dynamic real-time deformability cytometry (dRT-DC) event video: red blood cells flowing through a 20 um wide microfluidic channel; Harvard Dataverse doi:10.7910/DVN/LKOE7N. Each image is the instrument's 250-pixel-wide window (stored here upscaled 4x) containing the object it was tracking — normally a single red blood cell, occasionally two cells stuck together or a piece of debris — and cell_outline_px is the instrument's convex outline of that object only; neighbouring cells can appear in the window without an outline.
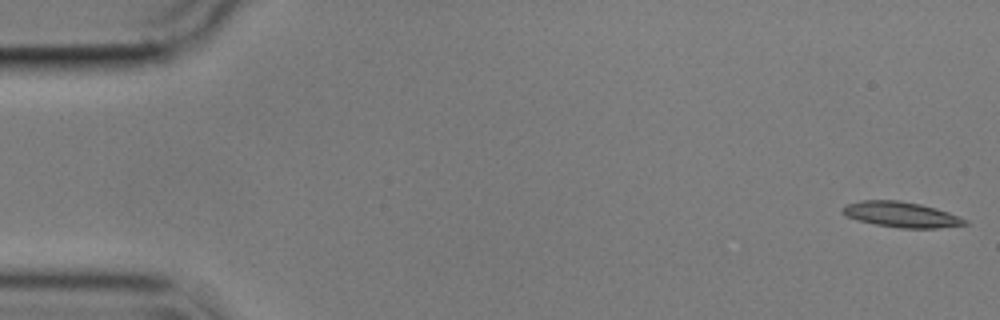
{"species": "common noctule bat (a hibernating species)", "species_latin": "Nyctalus noctula", "temperature_condition": "cold", "stored_images_in_passage": 23, "camera_frame_rate_fps": 3000, "um_per_image_px": 0.085, "animal": {"sex": "male", "body_mass_g": 17.9}, "frame": {"image": 1, "passage_image": 1, "time_ms": 0.0, "image_size_px": [1000, 320], "cell_outline_px": [[968, 224], [936, 228], [900, 228], [876, 224], [856, 220], [844, 216], [840, 212], [840, 208], [848, 204], [860, 200], [900, 200], [920, 204], [936, 208], [948, 212], [968, 220]], "centroid_in_image_um": [76.55, 18.23], "position_along_channel_um": 8.4, "area_um2": 18.26}}
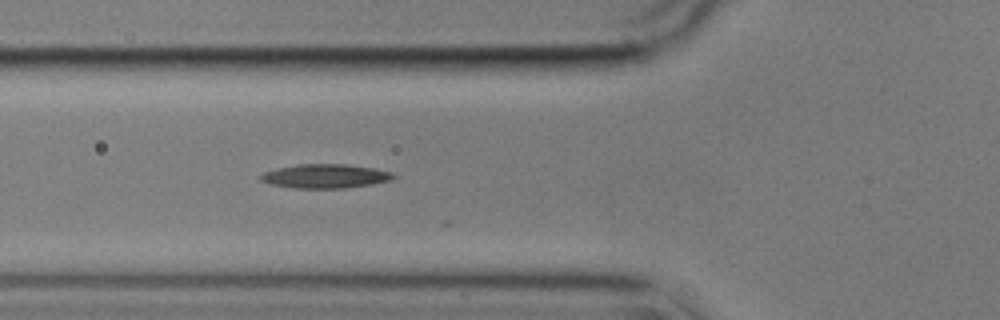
{"frame": {"image": 2, "passage_image": 19, "time_ms": 6.0, "image_size_px": [1000, 320], "cell_outline_px": [[396, 176], [388, 180], [372, 184], [344, 188], [296, 188], [272, 184], [260, 180], [260, 176], [264, 172], [276, 168], [300, 164], [344, 164], [376, 168], [392, 172]], "centroid_in_image_um": [27.65, 14.96], "position_along_channel_um": 98.1, "area_um2": 18.44}}
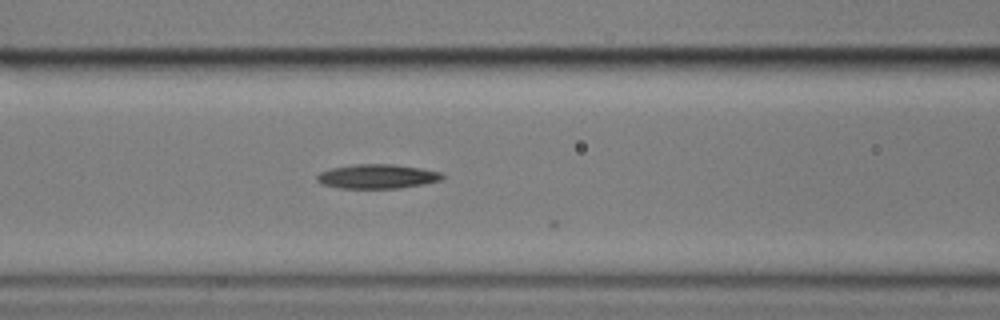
{"frame": {"image": 3, "passage_image": 22, "time_ms": 7.0, "image_size_px": [1000, 320], "cell_outline_px": [[444, 176], [440, 180], [424, 184], [400, 188], [340, 188], [320, 184], [316, 180], [316, 176], [320, 172], [332, 168], [352, 164], [392, 164], [420, 168], [444, 172]], "centroid_in_image_um": [32.06, 14.99], "position_along_channel_um": 134.5, "area_um2": 17.86}}